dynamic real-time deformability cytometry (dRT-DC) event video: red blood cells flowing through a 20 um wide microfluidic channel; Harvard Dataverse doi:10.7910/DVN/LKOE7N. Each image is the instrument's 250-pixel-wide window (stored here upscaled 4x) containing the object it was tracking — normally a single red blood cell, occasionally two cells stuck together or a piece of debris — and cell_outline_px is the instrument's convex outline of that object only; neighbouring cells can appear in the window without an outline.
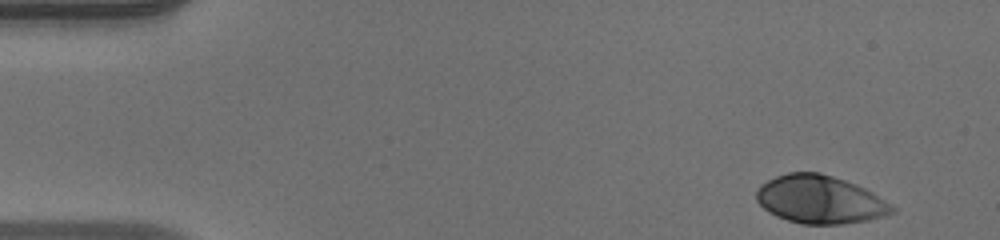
{"species": "human", "species_latin": "Homo sapiens", "temperature_condition": "warm", "stored_images_in_passage": 47, "camera_frame_rate_fps": 3000, "um_per_image_px": 0.085, "donor": {"sex": "male"}, "frame": {"image": 1, "passage_image": 1, "time_ms": 0.0, "image_size_px": [1000, 240], "cell_outline_px": [[896, 212], [884, 216], [868, 220], [840, 224], [800, 224], [776, 216], [768, 212], [756, 200], [756, 192], [760, 184], [776, 176], [788, 172], [820, 172], [856, 184], [872, 192], [892, 204], [896, 208]], "centroid_in_image_um": [69.7, 16.96], "position_along_channel_um": 15.3, "area_um2": 38.09}}
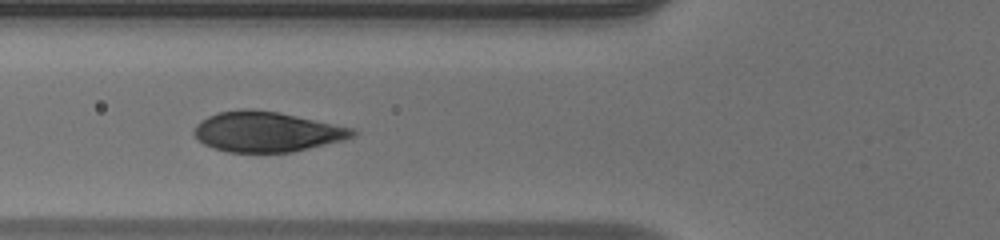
{"frame": {"image": 2, "passage_image": 16, "time_ms": 5.0, "image_size_px": [1000, 240], "cell_outline_px": [[360, 132], [356, 136], [344, 140], [292, 152], [228, 152], [204, 144], [192, 132], [196, 124], [200, 120], [216, 112], [240, 108], [252, 108], [280, 112], [352, 128]], "centroid_in_image_um": [22.67, 11.18], "position_along_channel_um": 103.1, "area_um2": 37.34}}
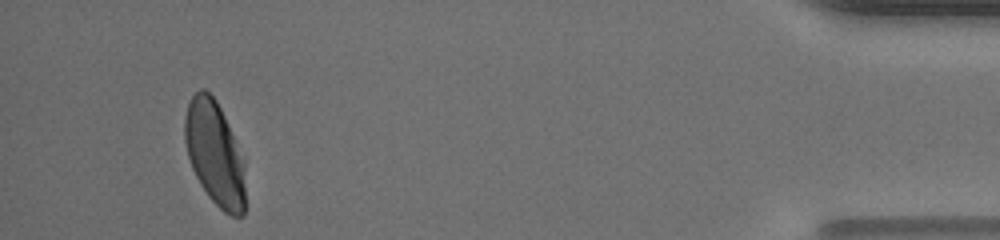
{"frame": {"image": 3, "passage_image": 44, "time_ms": 14.333, "image_size_px": [1000, 240], "cell_outline_px": [[244, 216], [232, 216], [224, 212], [208, 196], [200, 184], [192, 168], [188, 156], [184, 140], [184, 116], [188, 104], [192, 96], [200, 88], [204, 88], [216, 100], [224, 116], [244, 160]], "centroid_in_image_um": [18.23, 13.04], "position_along_channel_um": 417.0, "area_um2": 36.53}, "authors_computed_cell_mechanics": {"area_um2": 37.6856, "velocity_mm_per_s": 4.1047, "shape_relaxation_time_tau1_ms": 2.5986, "shape_relaxation_time_tau2_ms": null, "deformation_change_tau1": 0.1883, "deformation_change_tau2": null}}